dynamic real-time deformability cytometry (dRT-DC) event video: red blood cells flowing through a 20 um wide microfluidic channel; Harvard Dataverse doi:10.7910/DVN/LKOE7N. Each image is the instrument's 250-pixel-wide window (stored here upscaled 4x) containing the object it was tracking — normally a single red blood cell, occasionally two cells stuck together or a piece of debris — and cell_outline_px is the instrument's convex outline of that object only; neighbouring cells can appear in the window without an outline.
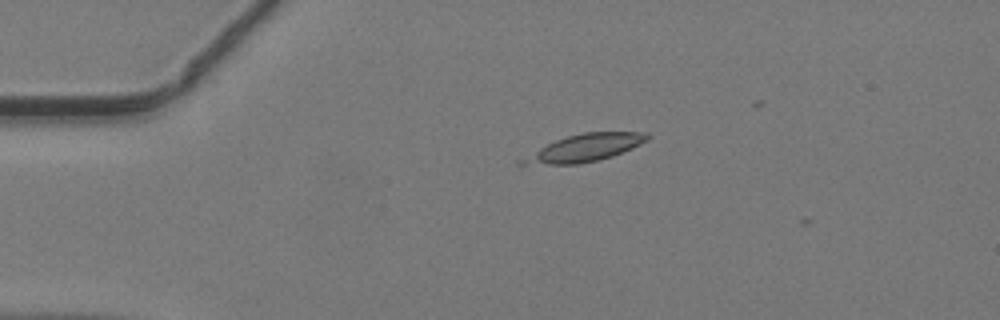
{"species": "common noctule bat (a hibernating species)", "species_latin": "Nyctalus noctula", "temperature_condition": "warm", "stored_images_in_passage": 2, "camera_frame_rate_fps": 3000, "um_per_image_px": 0.085, "animal": {"sex": "male", "body_mass_g": 19.2, "forearm_length_mm": 51.8}, "frame": {"image": 1, "passage_image": 1, "time_ms": 0.0, "image_size_px": [1000, 320], "cell_outline_px": [[652, 136], [648, 140], [632, 148], [612, 156], [596, 160], [576, 164], [516, 164], [516, 160], [556, 140], [568, 136], [584, 132], [648, 132]], "centroid_in_image_um": [49.71, 12.57], "position_along_channel_um": 35.3, "area_um2": 19.65}}